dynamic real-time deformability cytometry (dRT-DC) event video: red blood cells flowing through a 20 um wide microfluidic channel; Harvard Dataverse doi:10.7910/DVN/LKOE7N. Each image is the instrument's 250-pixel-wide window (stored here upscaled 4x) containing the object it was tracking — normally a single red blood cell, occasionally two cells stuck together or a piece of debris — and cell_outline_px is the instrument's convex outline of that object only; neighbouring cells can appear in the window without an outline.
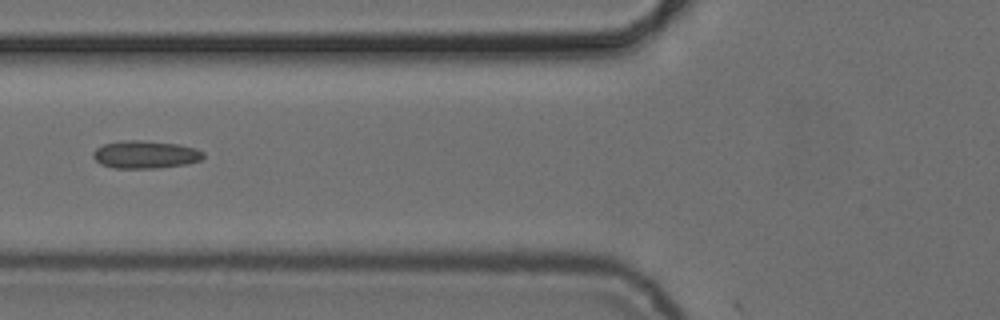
{"species": "common noctule bat (a hibernating species)", "species_latin": "Nyctalus noctula", "temperature_condition": "cold", "stored_images_in_passage": 4, "camera_frame_rate_fps": 3000, "um_per_image_px": 0.085, "animal": {"sex": "female", "body_mass_g": 24.6, "forearm_length_mm": 56.2}, "frame": {"image": 1, "passage_image": 3, "time_ms": 3.333, "image_size_px": [1000, 320], "cell_outline_px": [[204, 156], [200, 160], [188, 164], [160, 168], [112, 168], [100, 164], [92, 156], [92, 152], [96, 148], [104, 144], [124, 140], [140, 140], [180, 144], [196, 148], [204, 152]], "centroid_in_image_um": [12.36, 13.14], "position_along_channel_um": 113.4, "area_um2": 18.03}}
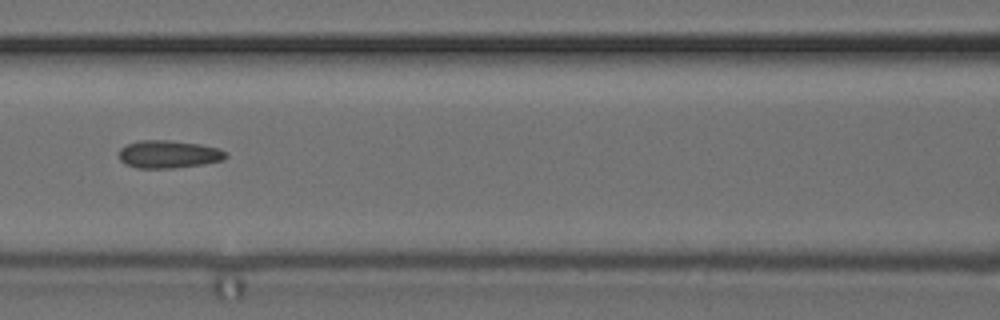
{"frame": {"image": 2, "passage_image": 4, "time_ms": 4.333, "image_size_px": [1000, 320], "cell_outline_px": [[228, 156], [224, 160], [204, 164], [172, 168], [136, 168], [124, 164], [120, 160], [120, 148], [128, 144], [140, 140], [168, 140], [200, 144], [216, 148], [228, 152]], "centroid_in_image_um": [14.34, 13.12], "position_along_channel_um": 152.3, "area_um2": 17.34}}